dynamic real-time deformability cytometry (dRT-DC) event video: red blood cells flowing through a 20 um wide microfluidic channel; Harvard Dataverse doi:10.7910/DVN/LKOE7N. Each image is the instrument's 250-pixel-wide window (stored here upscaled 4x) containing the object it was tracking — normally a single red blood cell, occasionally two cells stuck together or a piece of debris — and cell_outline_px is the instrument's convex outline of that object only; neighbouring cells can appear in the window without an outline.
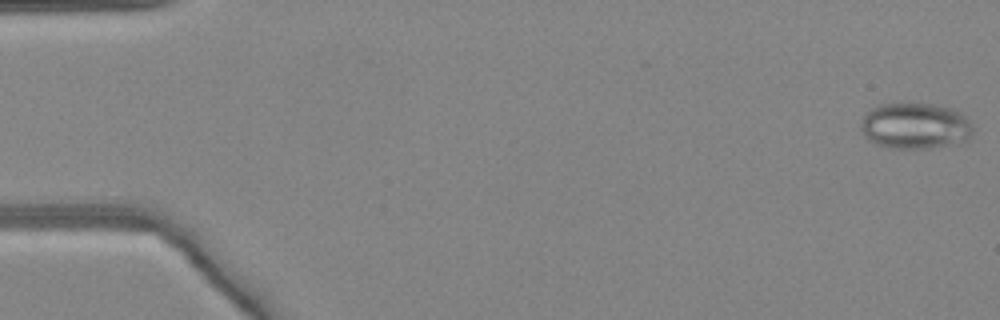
{"species": "common noctule bat (a hibernating species)", "species_latin": "Nyctalus noctula", "temperature_condition": "warm", "stored_images_in_passage": 48, "camera_frame_rate_fps": 3000, "um_per_image_px": 0.085, "animal": {"sex": "female", "body_mass_g": 24.6, "forearm_length_mm": 56.2}, "frame": {"image": 1, "passage_image": 1, "time_ms": 0.0, "image_size_px": [1000, 320], "cell_outline_px": [[976, 128], [972, 136], [964, 140], [928, 148], [892, 148], [876, 144], [868, 140], [860, 132], [860, 120], [872, 108], [880, 104], [908, 100], [936, 104], [956, 108]], "centroid_in_image_um": [77.77, 10.64], "position_along_channel_um": 7.2, "area_um2": 31.04}, "authors_computed_cell_mechanics": {"area_um2": 28.611, "velocity_mm_per_s": 4.271, "shape_relaxation_time_tau1_ms": null, "shape_relaxation_time_tau2_ms": 1.3155, "deformation_change_tau1": null, "deformation_change_tau2": 0.1008}}